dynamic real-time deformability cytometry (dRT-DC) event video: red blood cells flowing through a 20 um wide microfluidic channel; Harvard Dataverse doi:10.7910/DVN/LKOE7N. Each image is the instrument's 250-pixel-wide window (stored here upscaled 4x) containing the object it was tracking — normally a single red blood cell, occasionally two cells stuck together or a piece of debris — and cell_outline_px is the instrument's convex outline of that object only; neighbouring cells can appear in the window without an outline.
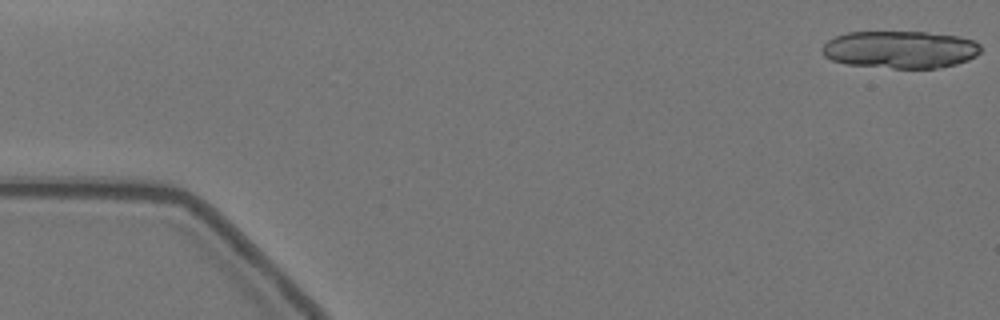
{"species": "Egyptian fruit bat (a non-hibernating species)", "species_latin": "Rousettus aegyptiacus", "temperature_condition": "warm", "stored_images_in_passage": 12, "camera_frame_rate_fps": 3000, "um_per_image_px": 0.085, "animal": {"sex": "female"}, "frame": {"image": 1, "passage_image": 1, "time_ms": 0.0, "image_size_px": [1000, 320], "cell_outline_px": [[980, 52], [976, 56], [968, 60], [956, 64], [936, 68], [892, 68], [844, 64], [832, 60], [824, 56], [820, 48], [828, 40], [836, 36], [848, 32], [924, 32], [956, 36], [972, 40], [980, 44]], "centroid_in_image_um": [76.49, 4.22], "position_along_channel_um": 8.5, "area_um2": 34.62}}